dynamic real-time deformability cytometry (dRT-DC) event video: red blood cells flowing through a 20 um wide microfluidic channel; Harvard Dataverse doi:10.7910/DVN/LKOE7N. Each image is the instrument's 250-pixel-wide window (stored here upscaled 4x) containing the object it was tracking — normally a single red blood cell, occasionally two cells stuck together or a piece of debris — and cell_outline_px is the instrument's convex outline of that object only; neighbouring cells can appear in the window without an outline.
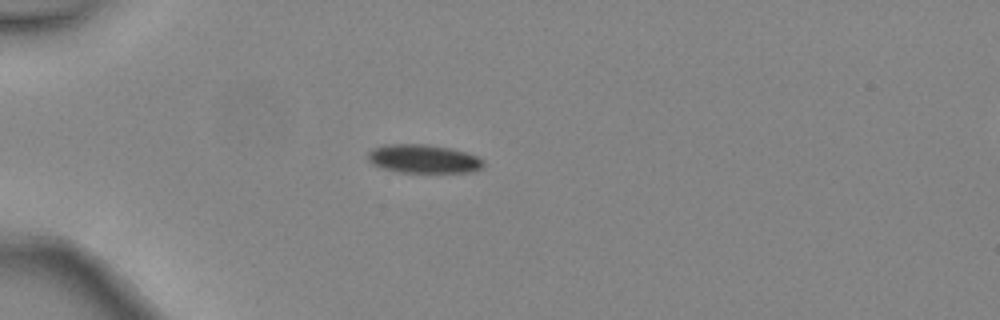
{"species": "common noctule bat (a hibernating species)", "species_latin": "Nyctalus noctula", "temperature_condition": "warm", "stored_images_in_passage": 4, "camera_frame_rate_fps": 3000, "um_per_image_px": 0.085, "animal": {"sex": "female", "body_mass_g": 24.6, "forearm_length_mm": 56.2}, "frame": {"image": 1, "passage_image": 2, "time_ms": 0.333, "image_size_px": [1000, 320], "cell_outline_px": [[484, 164], [480, 168], [472, 172], [396, 172], [372, 164], [368, 160], [368, 152], [372, 148], [384, 144], [428, 144], [452, 148], [468, 152], [484, 160]], "centroid_in_image_um": [35.99, 13.49], "position_along_channel_um": 49.0, "area_um2": 19.42}}
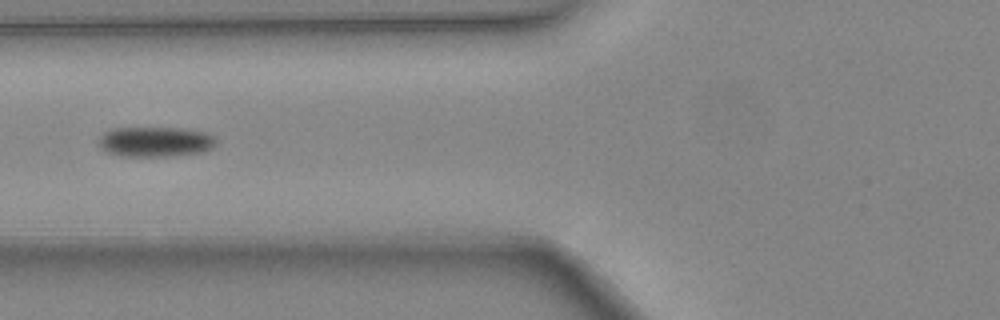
{"frame": {"image": 2, "passage_image": 4, "time_ms": 1.0, "image_size_px": [1000, 320], "cell_outline_px": [[216, 144], [212, 148], [204, 152], [168, 156], [120, 156], [104, 152], [100, 148], [100, 136], [104, 132], [112, 128], [184, 128], [204, 132], [216, 136]], "centroid_in_image_um": [13.21, 12.05], "position_along_channel_um": 112.6, "area_um2": 20.81}}